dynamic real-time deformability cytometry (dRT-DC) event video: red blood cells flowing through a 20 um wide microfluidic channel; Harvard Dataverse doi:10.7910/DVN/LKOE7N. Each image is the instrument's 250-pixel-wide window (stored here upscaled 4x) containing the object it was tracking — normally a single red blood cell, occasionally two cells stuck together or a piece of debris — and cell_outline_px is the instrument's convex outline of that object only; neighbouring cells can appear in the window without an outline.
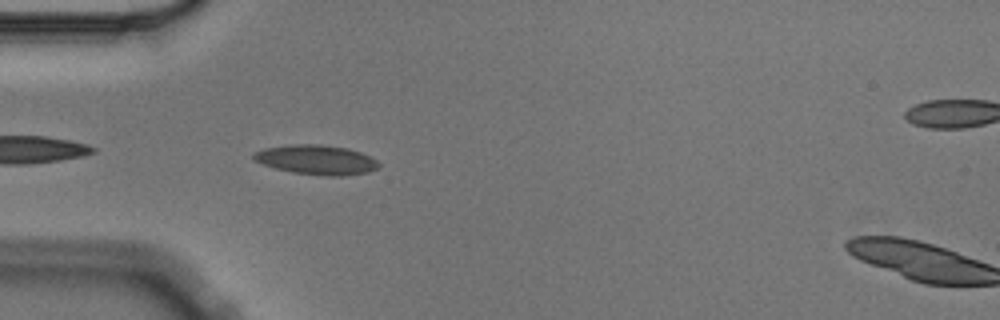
{"species": "Egyptian fruit bat (a non-hibernating species)", "species_latin": "Rousettus aegyptiacus", "temperature_condition": "cold", "stored_images_in_passage": 6, "camera_frame_rate_fps": 3000, "um_per_image_px": 0.085, "animal": {"sex": "male"}, "frame": {"image": 1, "passage_image": 5, "time_ms": 1.333, "image_size_px": [1000, 320], "cell_outline_px": [[380, 164], [376, 168], [368, 172], [340, 176], [324, 176], [292, 172], [276, 168], [252, 160], [252, 152], [264, 148], [292, 144], [320, 144], [348, 148], [360, 152], [376, 160]], "centroid_in_image_um": [26.85, 13.57], "position_along_channel_um": 58.1, "area_um2": 21.56}}